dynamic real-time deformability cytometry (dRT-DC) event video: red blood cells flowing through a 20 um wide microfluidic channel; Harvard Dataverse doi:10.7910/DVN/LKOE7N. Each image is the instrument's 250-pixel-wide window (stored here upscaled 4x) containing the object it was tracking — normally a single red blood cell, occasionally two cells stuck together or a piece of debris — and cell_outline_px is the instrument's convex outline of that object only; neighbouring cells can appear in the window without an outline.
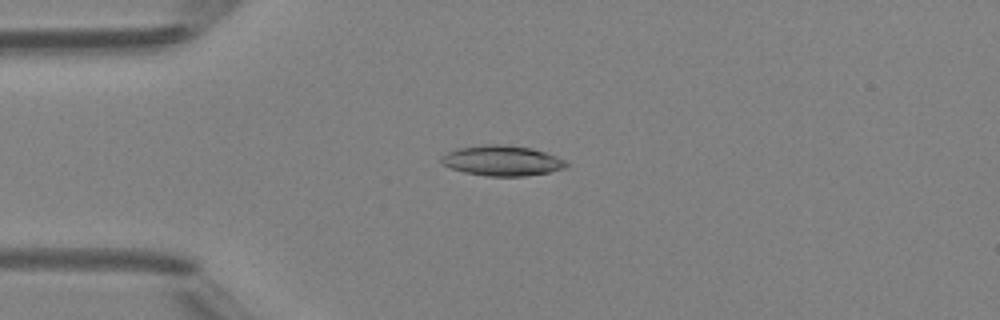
{"species": "Egyptian fruit bat (a non-hibernating species)", "species_latin": "Rousettus aegyptiacus", "temperature_condition": "room temperature", "stored_images_in_passage": 4, "camera_frame_rate_fps": 3000, "um_per_image_px": 0.085, "animal": {"sex": "female"}, "frame": {"image": 1, "passage_image": 2, "time_ms": 1.0, "image_size_px": [1000, 320], "cell_outline_px": [[568, 164], [564, 168], [548, 172], [524, 176], [488, 176], [464, 172], [452, 168], [444, 164], [440, 160], [440, 156], [456, 148], [484, 144], [504, 144], [532, 148], [556, 156], [564, 160]], "centroid_in_image_um": [42.65, 13.64], "position_along_channel_um": 42.3, "area_um2": 21.96}}
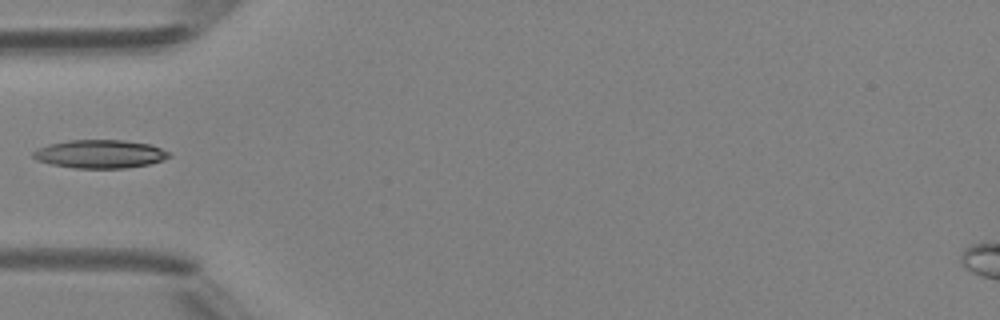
{"frame": {"image": 2, "passage_image": 3, "time_ms": 2.333, "image_size_px": [1000, 320], "cell_outline_px": [[172, 156], [164, 160], [148, 164], [124, 168], [72, 168], [52, 164], [36, 160], [32, 156], [32, 152], [48, 144], [68, 140], [124, 140], [152, 144], [172, 152]], "centroid_in_image_um": [8.55, 13.08], "position_along_channel_um": 76.4, "area_um2": 22.66}}
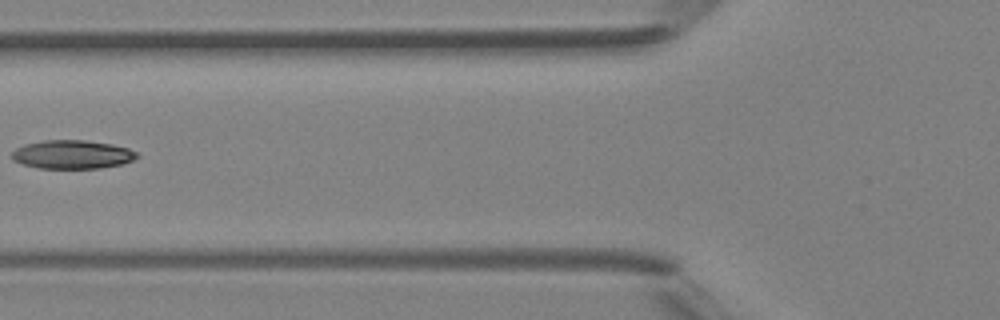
{"frame": {"image": 3, "passage_image": 4, "time_ms": 3.333, "image_size_px": [1000, 320], "cell_outline_px": [[140, 156], [132, 160], [120, 164], [100, 168], [40, 168], [24, 164], [12, 160], [12, 152], [16, 148], [24, 144], [44, 140], [84, 140], [112, 144], [128, 148], [136, 152]], "centroid_in_image_um": [6.13, 13.12], "position_along_channel_um": 119.7, "area_um2": 20.75}}